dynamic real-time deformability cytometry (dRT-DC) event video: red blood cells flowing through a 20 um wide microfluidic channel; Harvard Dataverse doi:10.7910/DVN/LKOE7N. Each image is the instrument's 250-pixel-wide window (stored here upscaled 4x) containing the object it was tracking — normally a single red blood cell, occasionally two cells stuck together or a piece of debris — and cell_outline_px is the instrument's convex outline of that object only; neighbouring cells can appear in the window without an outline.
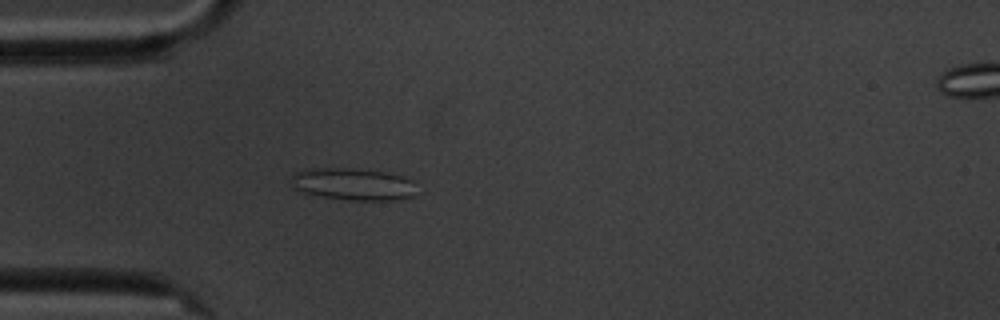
{"species": "common noctule bat (a hibernating species)", "species_latin": "Nyctalus noctula", "temperature_condition": "cold", "stored_images_in_passage": 4, "camera_frame_rate_fps": 3000, "um_per_image_px": 0.085, "animal": {"sex": "male", "body_mass_g": 20.1, "forearm_length_mm": 53.5}, "frame": {"image": 1, "passage_image": 4, "time_ms": 3.667, "image_size_px": [1000, 320], "cell_outline_px": [[420, 192], [412, 196], [392, 200], [348, 200], [300, 192], [292, 188], [292, 176], [296, 172], [304, 168], [348, 168], [380, 172], [404, 176], [412, 180]], "centroid_in_image_um": [30.02, 15.65], "position_along_channel_um": 55.0, "area_um2": 23.58}}